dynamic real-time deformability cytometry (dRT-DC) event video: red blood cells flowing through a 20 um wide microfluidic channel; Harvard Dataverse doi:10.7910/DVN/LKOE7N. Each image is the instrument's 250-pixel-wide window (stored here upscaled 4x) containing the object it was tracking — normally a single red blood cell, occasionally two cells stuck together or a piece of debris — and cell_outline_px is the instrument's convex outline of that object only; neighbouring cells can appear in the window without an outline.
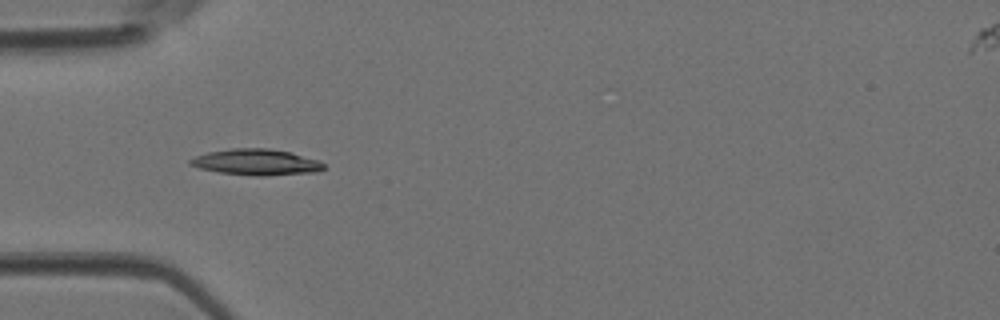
{"species": "Egyptian fruit bat (a non-hibernating species)", "species_latin": "Rousettus aegyptiacus", "temperature_condition": "room temperature", "stored_images_in_passage": 4, "camera_frame_rate_fps": 3000, "um_per_image_px": 0.085, "animal": {"sex": "female"}, "frame": {"image": 1, "passage_image": 3, "time_ms": 0.667, "image_size_px": [1000, 320], "cell_outline_px": [[324, 168], [316, 172], [264, 176], [256, 176], [220, 172], [200, 168], [188, 164], [188, 160], [196, 156], [208, 152], [232, 148], [268, 148], [292, 152], [320, 160], [324, 164]], "centroid_in_image_um": [21.81, 13.77], "position_along_channel_um": 63.2, "area_um2": 20.35}}
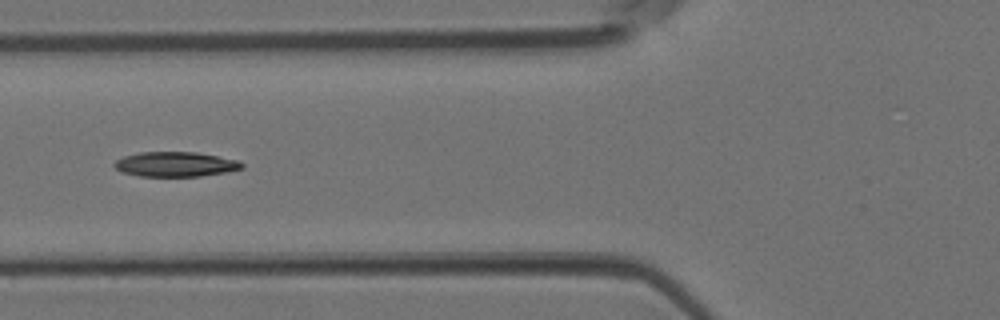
{"frame": {"image": 2, "passage_image": 4, "time_ms": 1.0, "image_size_px": [1000, 320], "cell_outline_px": [[244, 168], [228, 172], [200, 176], [140, 176], [120, 172], [112, 164], [116, 160], [124, 156], [140, 152], [196, 152], [240, 160], [244, 164]], "centroid_in_image_um": [14.94, 13.96], "position_along_channel_um": 110.9, "area_um2": 18.61}}